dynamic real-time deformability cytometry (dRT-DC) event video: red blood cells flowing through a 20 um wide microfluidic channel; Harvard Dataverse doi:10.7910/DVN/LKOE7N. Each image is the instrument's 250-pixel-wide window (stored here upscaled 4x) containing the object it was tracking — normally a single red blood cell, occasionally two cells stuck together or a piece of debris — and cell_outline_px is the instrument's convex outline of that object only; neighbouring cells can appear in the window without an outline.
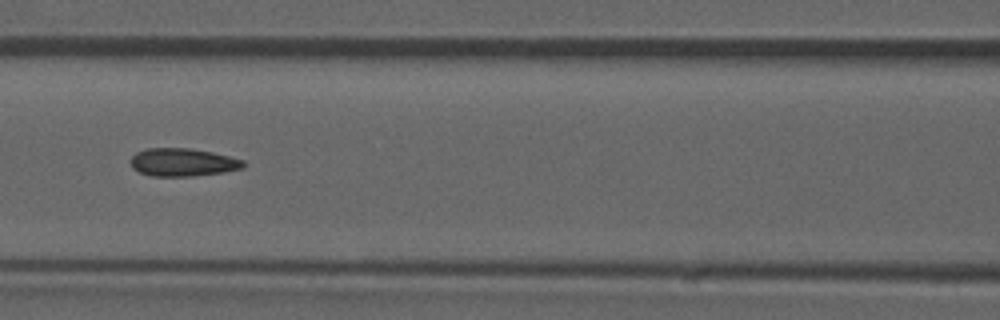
{"species": "common noctule bat (a hibernating species)", "species_latin": "Nyctalus noctula", "temperature_condition": "room temperature", "stored_images_in_passage": 51, "camera_frame_rate_fps": 3000, "um_per_image_px": 0.085, "animal": {"sex": "male", "forearm_length_mm": 52.5}, "frame": {"image": 1, "passage_image": 22, "time_ms": 7.0, "image_size_px": [1000, 320], "cell_outline_px": [[244, 168], [224, 172], [192, 176], [152, 176], [140, 172], [132, 168], [128, 160], [136, 152], [148, 148], [192, 148], [212, 152], [244, 160]], "centroid_in_image_um": [15.51, 13.79], "position_along_channel_um": 151.1, "area_um2": 18.5}, "authors_computed_cell_mechanics": {"area_um2": 18.207, "velocity_mm_per_s": 3.9341, "shape_relaxation_time_tau1_ms": null, "shape_relaxation_time_tau2_ms": 2.8102, "deformation_change_tau1": null, "deformation_change_tau2": 0.0838}}